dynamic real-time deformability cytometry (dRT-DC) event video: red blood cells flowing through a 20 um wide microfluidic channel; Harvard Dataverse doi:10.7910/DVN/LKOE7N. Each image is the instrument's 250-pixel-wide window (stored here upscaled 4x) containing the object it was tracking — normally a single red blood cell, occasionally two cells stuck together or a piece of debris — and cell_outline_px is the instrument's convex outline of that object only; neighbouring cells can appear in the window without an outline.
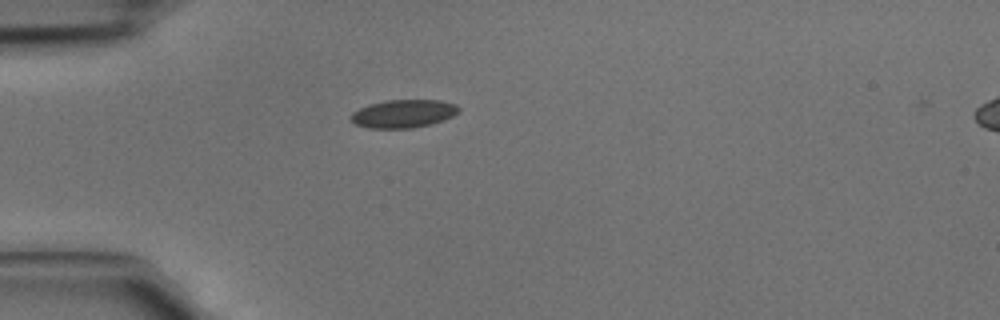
{"species": "common noctule bat (a hibernating species)", "species_latin": "Nyctalus noctula", "temperature_condition": "cold", "stored_images_in_passage": 34, "camera_frame_rate_fps": 3000, "um_per_image_px": 0.085, "animal": {"sex": "male", "body_mass_g": 15.6}, "frame": {"image": 1, "passage_image": 2, "time_ms": 0.333, "image_size_px": [1000, 320], "cell_outline_px": [[460, 108], [452, 116], [444, 120], [412, 128], [368, 128], [356, 124], [352, 120], [352, 112], [368, 104], [384, 100], [440, 100], [456, 104]], "centroid_in_image_um": [34.28, 9.65], "position_along_channel_um": 50.7, "area_um2": 17.51}}
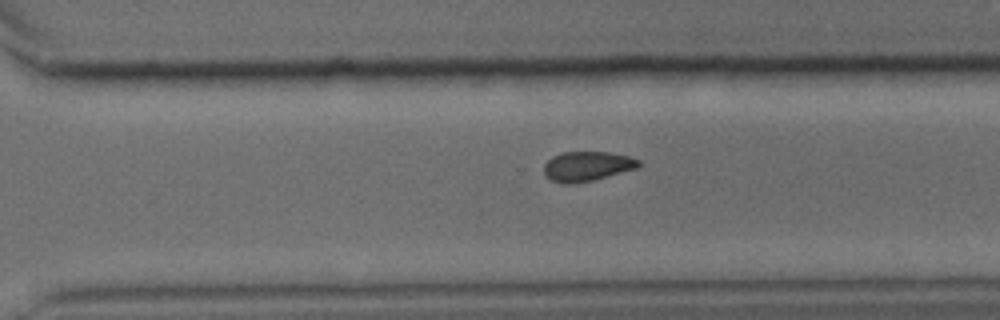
{"frame": {"image": 2, "passage_image": 21, "time_ms": 6.667, "image_size_px": [1000, 320], "cell_outline_px": [[640, 164], [636, 168], [592, 180], [572, 184], [564, 184], [552, 180], [544, 176], [544, 164], [552, 156], [564, 152], [608, 152], [628, 156], [640, 160]], "centroid_in_image_um": [49.86, 14.13], "position_along_channel_um": 320.7, "area_um2": 16.24}}
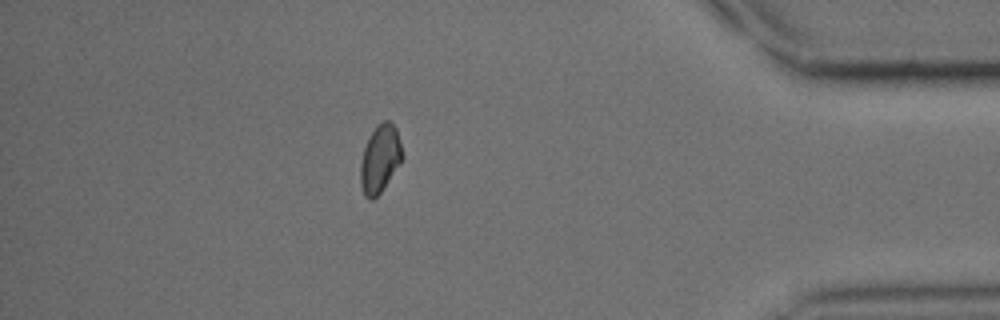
{"frame": {"image": 3, "passage_image": 29, "time_ms": 9.333, "image_size_px": [1000, 320], "cell_outline_px": [[404, 156], [400, 164], [380, 192], [372, 200], [368, 200], [364, 196], [360, 184], [360, 164], [364, 148], [372, 132], [384, 120], [388, 120], [396, 128], [400, 140]], "centroid_in_image_um": [32.3, 13.53], "position_along_channel_um": 402.9, "area_um2": 16.36}}